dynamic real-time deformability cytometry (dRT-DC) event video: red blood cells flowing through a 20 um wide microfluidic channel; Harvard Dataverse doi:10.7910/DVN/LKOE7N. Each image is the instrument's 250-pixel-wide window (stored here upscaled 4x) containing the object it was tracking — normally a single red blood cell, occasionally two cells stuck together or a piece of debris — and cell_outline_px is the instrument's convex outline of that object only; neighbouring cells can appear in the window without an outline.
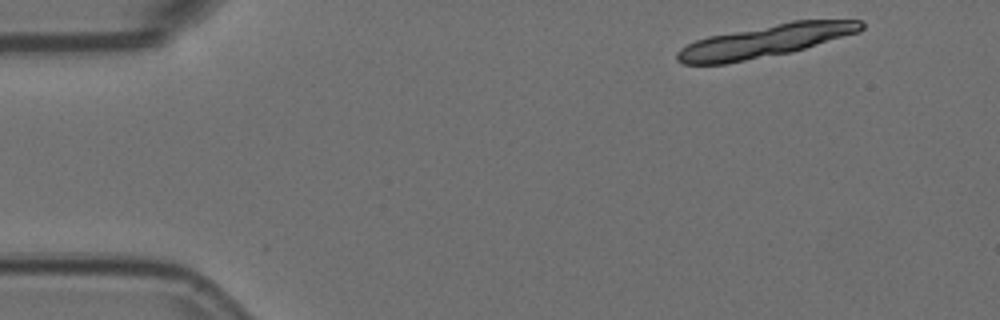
{"species": "Egyptian fruit bat (a non-hibernating species)", "species_latin": "Rousettus aegyptiacus", "temperature_condition": "room temperature", "stored_images_in_passage": 5, "camera_frame_rate_fps": 3000, "um_per_image_px": 0.085, "animal": {"sex": "female"}, "frame": {"image": 1, "passage_image": 1, "time_ms": 0.0, "image_size_px": [1000, 320], "cell_outline_px": [[864, 28], [860, 32], [792, 52], [724, 64], [684, 64], [676, 60], [676, 52], [680, 48], [696, 40], [708, 36], [792, 20], [860, 20], [864, 24]], "centroid_in_image_um": [65.05, 3.48], "position_along_channel_um": 20.0, "area_um2": 34.8}}